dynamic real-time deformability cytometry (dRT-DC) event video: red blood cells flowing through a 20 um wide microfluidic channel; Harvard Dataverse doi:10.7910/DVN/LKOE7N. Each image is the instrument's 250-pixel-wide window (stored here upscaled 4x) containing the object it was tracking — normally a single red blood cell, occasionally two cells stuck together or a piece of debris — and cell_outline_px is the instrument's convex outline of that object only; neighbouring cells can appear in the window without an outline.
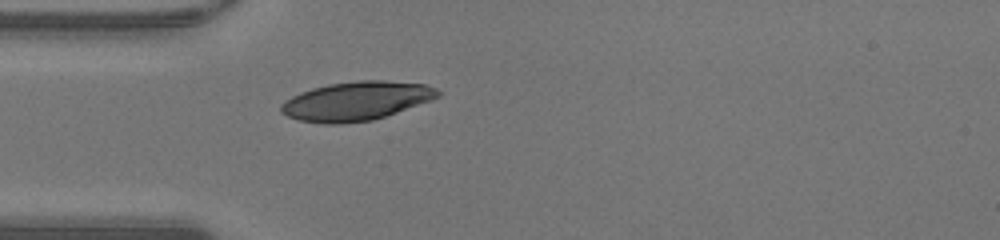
{"species": "human", "species_latin": "Homo sapiens", "temperature_condition": "warm", "stored_images_in_passage": 35, "camera_frame_rate_fps": 3000, "um_per_image_px": 0.085, "donor": {"sex": "male"}, "frame": {"image": 1, "passage_image": 1, "time_ms": 0.0, "image_size_px": [1000, 240], "cell_outline_px": [[440, 96], [432, 100], [372, 120], [340, 124], [324, 124], [300, 120], [288, 116], [280, 112], [280, 104], [284, 100], [300, 92], [312, 88], [328, 84], [356, 80], [384, 80], [424, 84], [436, 88], [440, 92]], "centroid_in_image_um": [30.26, 8.58], "position_along_channel_um": 54.7, "area_um2": 35.55}}
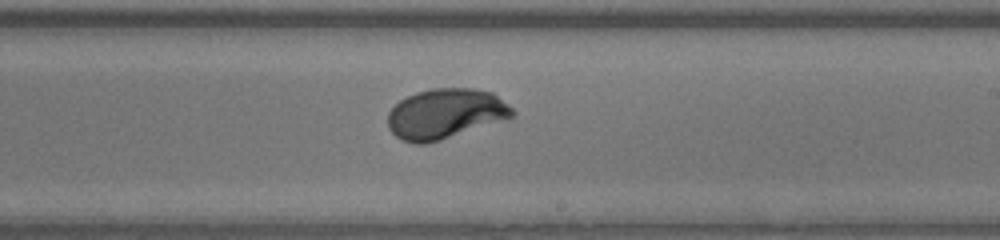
{"frame": {"image": 2, "passage_image": 15, "time_ms": 4.667, "image_size_px": [1000, 240], "cell_outline_px": [[516, 112], [512, 116], [440, 140], [424, 144], [416, 144], [404, 140], [396, 136], [388, 128], [388, 112], [400, 100], [416, 92], [432, 88], [472, 88], [492, 92], [508, 104]], "centroid_in_image_um": [37.82, 9.65], "position_along_channel_um": 251.2, "area_um2": 35.84}}
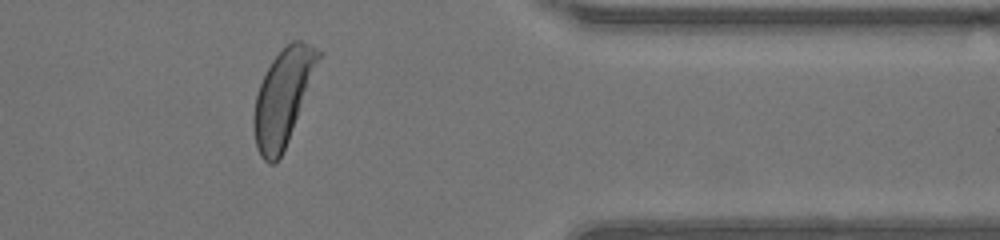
{"frame": {"image": 3, "passage_image": 26, "time_ms": 8.333, "image_size_px": [1000, 240], "cell_outline_px": [[324, 52], [288, 140], [276, 164], [268, 164], [260, 156], [256, 148], [252, 124], [252, 116], [256, 96], [260, 84], [272, 60], [292, 40], [300, 40], [320, 48]], "centroid_in_image_um": [24.06, 8.26], "position_along_channel_um": 387.3, "area_um2": 35.95}, "authors_computed_cell_mechanics": {"area_um2": 35.9516, "velocity_mm_per_s": 4.2936, "shape_relaxation_time_tau1_ms": 2.4085, "shape_relaxation_time_tau2_ms": null, "deformation_change_tau1": 0.1852, "deformation_change_tau2": null}}